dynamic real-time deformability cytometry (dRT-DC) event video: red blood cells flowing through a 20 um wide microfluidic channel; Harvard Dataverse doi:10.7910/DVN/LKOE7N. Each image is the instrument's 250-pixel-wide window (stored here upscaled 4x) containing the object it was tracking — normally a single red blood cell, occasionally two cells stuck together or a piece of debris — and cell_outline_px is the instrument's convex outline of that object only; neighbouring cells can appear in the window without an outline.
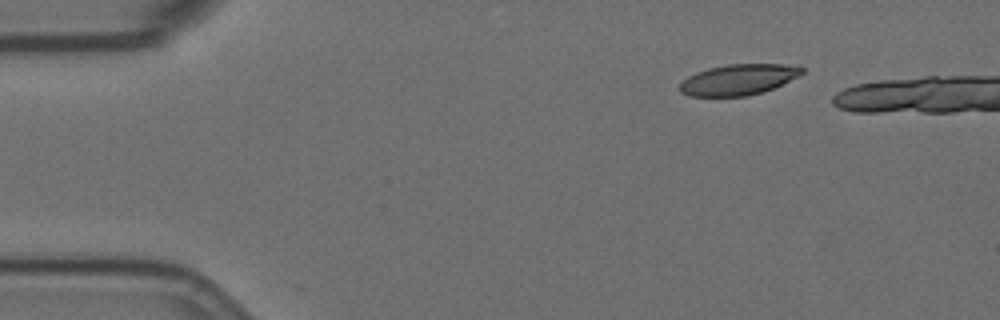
{"species": "Egyptian fruit bat (a non-hibernating species)", "species_latin": "Rousettus aegyptiacus", "temperature_condition": "room temperature", "stored_images_in_passage": 6, "camera_frame_rate_fps": 3000, "um_per_image_px": 0.085, "animal": {"sex": "female"}, "frame": {"image": 1, "passage_image": 1, "time_ms": 0.0, "image_size_px": [1000, 320], "cell_outline_px": [[804, 72], [764, 92], [748, 96], [688, 96], [680, 92], [680, 84], [688, 76], [696, 72], [708, 68], [728, 64], [784, 64], [804, 68]], "centroid_in_image_um": [62.72, 6.77], "position_along_channel_um": 22.3, "area_um2": 21.68}}